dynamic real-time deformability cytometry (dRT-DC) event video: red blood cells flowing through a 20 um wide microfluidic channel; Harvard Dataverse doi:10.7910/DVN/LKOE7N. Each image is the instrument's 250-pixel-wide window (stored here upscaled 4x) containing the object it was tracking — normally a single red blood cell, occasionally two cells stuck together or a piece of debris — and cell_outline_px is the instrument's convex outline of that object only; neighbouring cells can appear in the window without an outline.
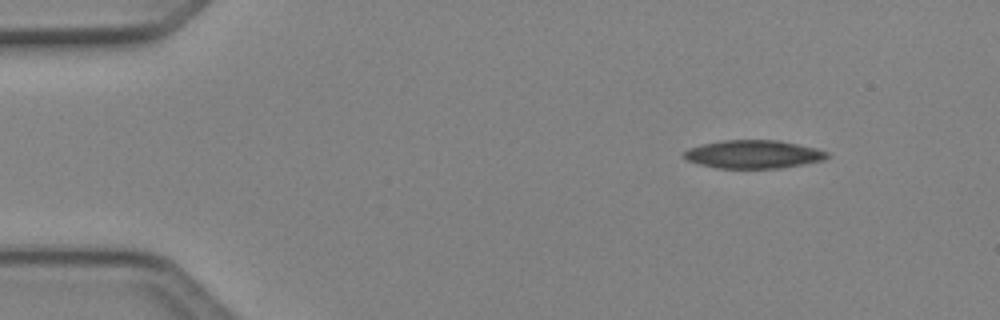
{"species": "Egyptian fruit bat (a non-hibernating species)", "species_latin": "Rousettus aegyptiacus", "temperature_condition": "cold", "stored_images_in_passage": 2, "camera_frame_rate_fps": 3000, "um_per_image_px": 0.085, "animal": {"sex": "female"}, "frame": {"image": 1, "passage_image": 2, "time_ms": 0.333, "image_size_px": [1000, 320], "cell_outline_px": [[832, 156], [824, 160], [804, 164], [780, 168], [716, 168], [700, 164], [688, 160], [680, 156], [688, 148], [700, 144], [724, 140], [776, 140], [816, 148], [828, 152]], "centroid_in_image_um": [64.03, 13.11], "position_along_channel_um": 21.0, "area_um2": 23.64}}